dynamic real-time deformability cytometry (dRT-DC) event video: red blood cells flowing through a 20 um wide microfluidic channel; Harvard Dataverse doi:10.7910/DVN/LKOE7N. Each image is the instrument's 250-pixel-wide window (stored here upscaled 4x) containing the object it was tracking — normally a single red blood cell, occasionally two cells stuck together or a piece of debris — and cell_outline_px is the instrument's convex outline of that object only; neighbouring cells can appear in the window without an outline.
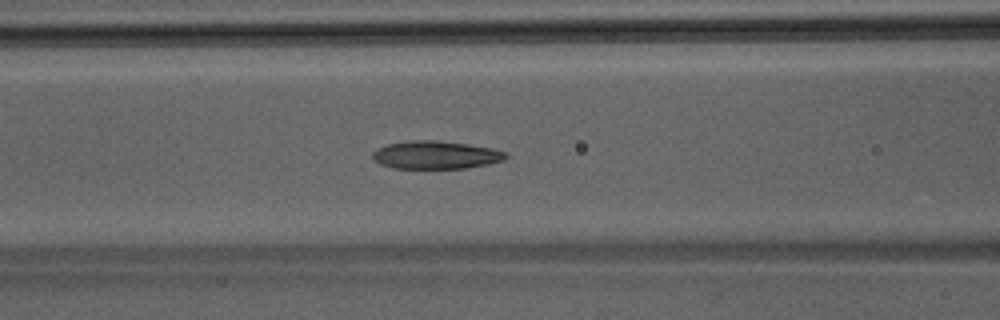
{"species": "Egyptian fruit bat (a non-hibernating species)", "species_latin": "Rousettus aegyptiacus", "temperature_condition": "room temperature", "stored_images_in_passage": 34, "camera_frame_rate_fps": 3000, "um_per_image_px": 0.085, "animal": {"sex": "male"}, "frame": {"image": 1, "passage_image": 7, "time_ms": 2.0, "image_size_px": [1000, 320], "cell_outline_px": [[508, 156], [504, 160], [488, 164], [464, 168], [392, 168], [380, 164], [372, 156], [372, 152], [376, 148], [388, 144], [412, 140], [440, 140], [468, 144], [492, 148], [508, 152]], "centroid_in_image_um": [37.05, 13.16], "position_along_channel_um": 129.5, "area_um2": 21.79}}
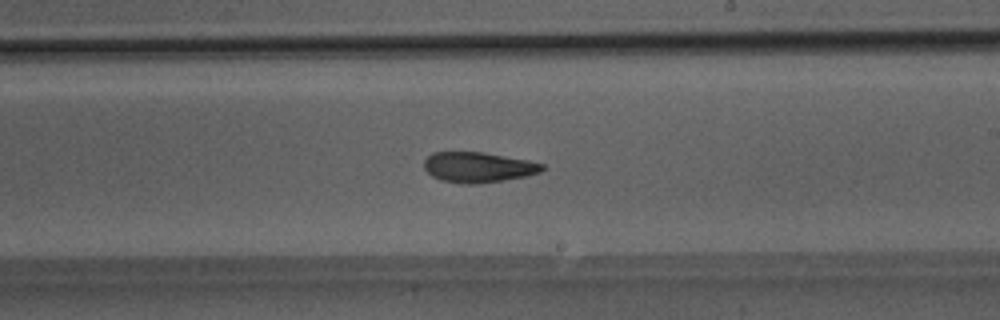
{"frame": {"image": 2, "passage_image": 15, "time_ms": 4.667, "image_size_px": [1000, 320], "cell_outline_px": [[544, 168], [540, 172], [524, 176], [504, 180], [476, 184], [460, 184], [440, 180], [432, 176], [424, 168], [424, 160], [432, 152], [484, 152], [528, 160], [544, 164]], "centroid_in_image_um": [40.62, 14.21], "position_along_channel_um": 248.4, "area_um2": 20.92}}
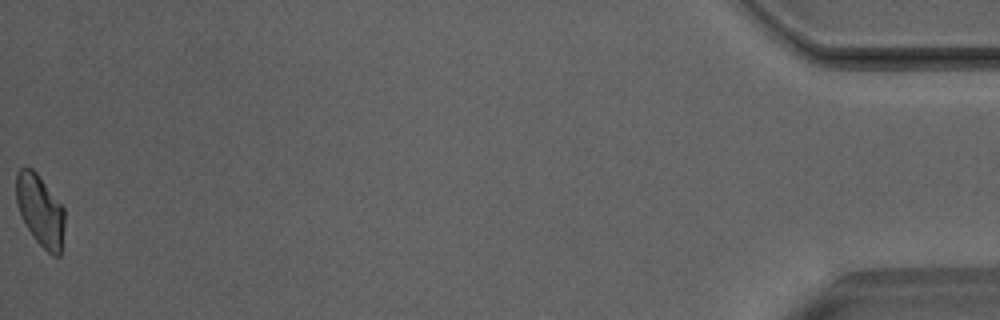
{"frame": {"image": 3, "passage_image": 34, "time_ms": 11.0, "image_size_px": [1000, 320], "cell_outline_px": [[64, 228], [60, 256], [52, 256], [36, 240], [28, 228], [20, 212], [16, 200], [16, 172], [20, 168], [32, 168], [36, 172], [64, 208]], "centroid_in_image_um": [3.43, 17.89], "position_along_channel_um": 431.8, "area_um2": 19.83}}